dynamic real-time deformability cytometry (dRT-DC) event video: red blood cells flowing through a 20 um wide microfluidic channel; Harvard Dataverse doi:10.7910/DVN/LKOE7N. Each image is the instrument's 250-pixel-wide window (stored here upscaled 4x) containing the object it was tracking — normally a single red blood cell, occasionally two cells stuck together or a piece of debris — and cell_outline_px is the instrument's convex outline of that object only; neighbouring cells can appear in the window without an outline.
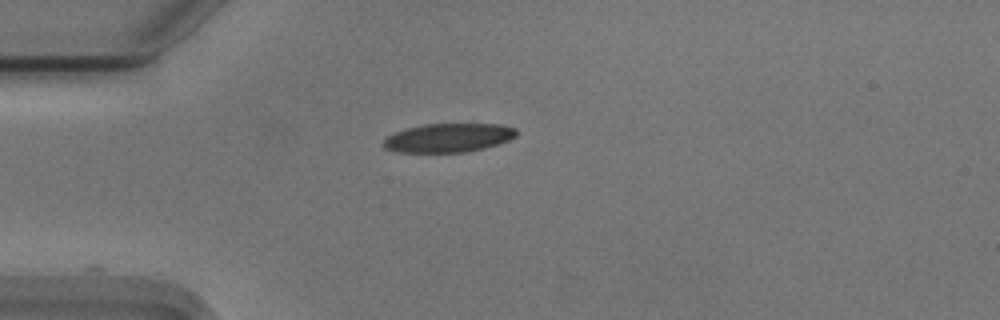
{"species": "Egyptian fruit bat (a non-hibernating species)", "species_latin": "Rousettus aegyptiacus", "temperature_condition": "cold", "stored_images_in_passage": 41, "camera_frame_rate_fps": 3000, "um_per_image_px": 0.085, "animal": {"sex": "male"}, "frame": {"image": 1, "passage_image": 1, "time_ms": 0.0, "image_size_px": [1000, 320], "cell_outline_px": [[516, 136], [508, 140], [496, 144], [464, 152], [396, 152], [384, 148], [380, 144], [388, 136], [396, 132], [408, 128], [424, 124], [500, 124], [516, 128]], "centroid_in_image_um": [38.07, 11.71], "position_along_channel_um": 46.9, "area_um2": 22.08}}
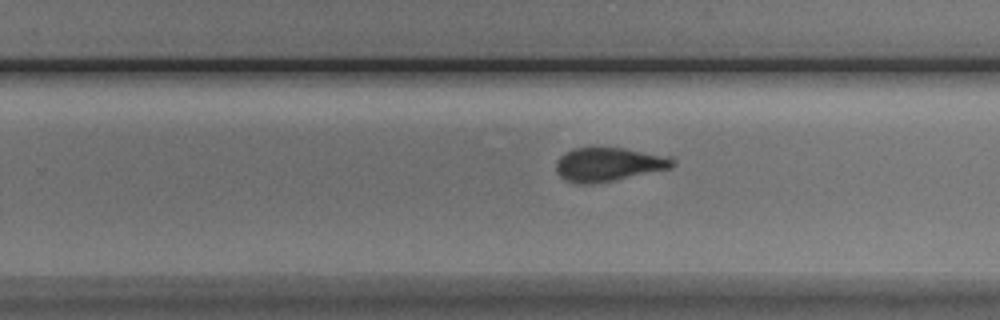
{"frame": {"image": 2, "passage_image": 21, "time_ms": 6.667, "image_size_px": [1000, 320], "cell_outline_px": [[676, 164], [672, 168], [612, 180], [588, 184], [576, 184], [564, 180], [556, 172], [556, 164], [560, 156], [576, 148], [624, 148], [672, 156], [676, 160]], "centroid_in_image_um": [51.77, 13.97], "position_along_channel_um": 278.0, "area_um2": 22.89}}
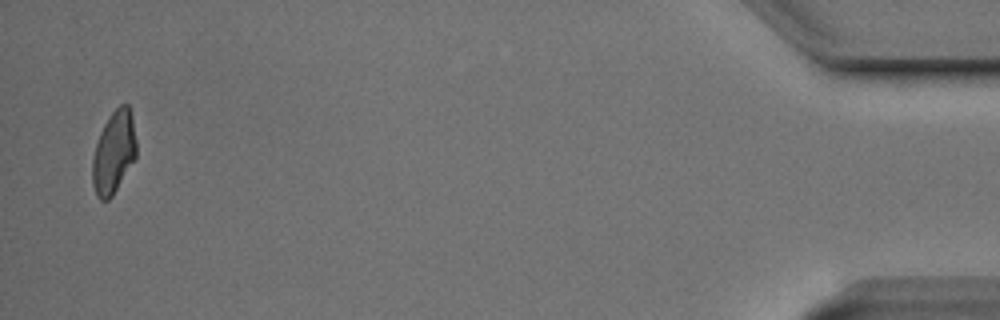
{"frame": {"image": 3, "passage_image": 40, "time_ms": 13.0, "image_size_px": [1000, 320], "cell_outline_px": [[136, 156], [112, 196], [108, 200], [100, 200], [96, 196], [92, 184], [92, 160], [96, 144], [100, 132], [104, 124], [112, 112], [120, 104], [128, 104], [132, 116], [136, 140]], "centroid_in_image_um": [9.66, 12.95], "position_along_channel_um": 425.5, "area_um2": 20.98}, "authors_computed_cell_mechanics": {"area_um2": 23.1778, "velocity_mm_per_s": 3.7171, "shape_relaxation_time_tau1_ms": 2.249, "shape_relaxation_time_tau2_ms": 2.1778, "deformation_change_tau1": 0.1065, "deformation_change_tau2": 0.0954}}